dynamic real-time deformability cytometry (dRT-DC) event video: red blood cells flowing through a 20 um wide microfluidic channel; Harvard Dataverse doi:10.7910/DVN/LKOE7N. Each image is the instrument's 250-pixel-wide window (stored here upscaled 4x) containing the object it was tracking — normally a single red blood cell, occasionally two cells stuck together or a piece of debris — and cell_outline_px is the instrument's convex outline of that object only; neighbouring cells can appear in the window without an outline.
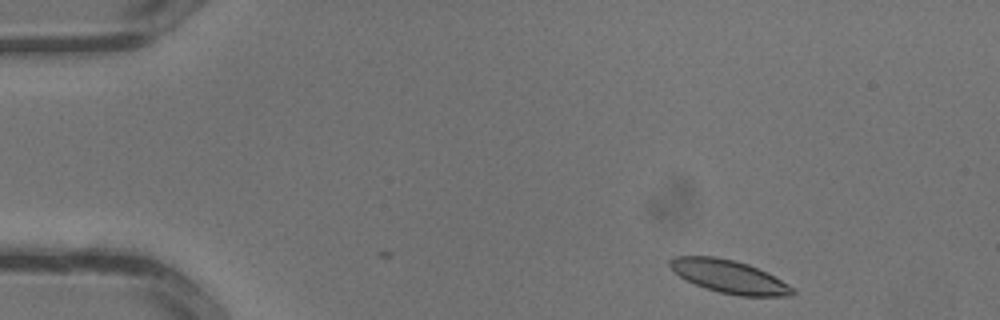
{"species": "common noctule bat (a hibernating species)", "species_latin": "Nyctalus noctula", "temperature_condition": "warm", "stored_images_in_passage": 2, "camera_frame_rate_fps": 3000, "um_per_image_px": 0.085, "animal": {"sex": "male", "body_mass_g": 13.3}, "frame": {"image": 1, "passage_image": 2, "time_ms": 0.333, "image_size_px": [1000, 320], "cell_outline_px": [[796, 292], [792, 296], [740, 296], [720, 292], [704, 288], [680, 276], [668, 264], [668, 260], [676, 256], [712, 256], [732, 260], [748, 264], [788, 284]], "centroid_in_image_um": [61.96, 23.51], "position_along_channel_um": 23.0, "area_um2": 23.12}}